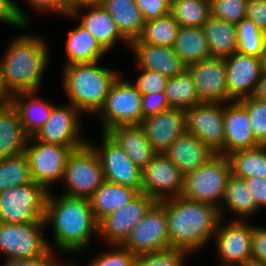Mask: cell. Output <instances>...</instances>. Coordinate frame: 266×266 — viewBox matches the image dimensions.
<instances>
[{
    "label": "cell",
    "mask_w": 266,
    "mask_h": 266,
    "mask_svg": "<svg viewBox=\"0 0 266 266\" xmlns=\"http://www.w3.org/2000/svg\"><path fill=\"white\" fill-rule=\"evenodd\" d=\"M6 49L1 65L7 90L12 94L37 92L49 62V49L39 36L23 34Z\"/></svg>",
    "instance_id": "cell-3"
},
{
    "label": "cell",
    "mask_w": 266,
    "mask_h": 266,
    "mask_svg": "<svg viewBox=\"0 0 266 266\" xmlns=\"http://www.w3.org/2000/svg\"><path fill=\"white\" fill-rule=\"evenodd\" d=\"M254 96L266 100V65L263 68L261 79L259 80Z\"/></svg>",
    "instance_id": "cell-55"
},
{
    "label": "cell",
    "mask_w": 266,
    "mask_h": 266,
    "mask_svg": "<svg viewBox=\"0 0 266 266\" xmlns=\"http://www.w3.org/2000/svg\"><path fill=\"white\" fill-rule=\"evenodd\" d=\"M136 4L145 22L170 13V6L165 0H136Z\"/></svg>",
    "instance_id": "cell-48"
},
{
    "label": "cell",
    "mask_w": 266,
    "mask_h": 266,
    "mask_svg": "<svg viewBox=\"0 0 266 266\" xmlns=\"http://www.w3.org/2000/svg\"><path fill=\"white\" fill-rule=\"evenodd\" d=\"M65 51L67 64L100 61L108 50L82 25L68 32Z\"/></svg>",
    "instance_id": "cell-27"
},
{
    "label": "cell",
    "mask_w": 266,
    "mask_h": 266,
    "mask_svg": "<svg viewBox=\"0 0 266 266\" xmlns=\"http://www.w3.org/2000/svg\"><path fill=\"white\" fill-rule=\"evenodd\" d=\"M189 252L182 249H167L139 255L134 266H183Z\"/></svg>",
    "instance_id": "cell-41"
},
{
    "label": "cell",
    "mask_w": 266,
    "mask_h": 266,
    "mask_svg": "<svg viewBox=\"0 0 266 266\" xmlns=\"http://www.w3.org/2000/svg\"><path fill=\"white\" fill-rule=\"evenodd\" d=\"M163 153L184 175L197 170L216 154L189 132L180 135Z\"/></svg>",
    "instance_id": "cell-23"
},
{
    "label": "cell",
    "mask_w": 266,
    "mask_h": 266,
    "mask_svg": "<svg viewBox=\"0 0 266 266\" xmlns=\"http://www.w3.org/2000/svg\"><path fill=\"white\" fill-rule=\"evenodd\" d=\"M45 226V222H0V253L6 255V259L22 260L42 255L50 248H55L41 233Z\"/></svg>",
    "instance_id": "cell-11"
},
{
    "label": "cell",
    "mask_w": 266,
    "mask_h": 266,
    "mask_svg": "<svg viewBox=\"0 0 266 266\" xmlns=\"http://www.w3.org/2000/svg\"><path fill=\"white\" fill-rule=\"evenodd\" d=\"M180 27H203L212 16L210 0H181L170 8Z\"/></svg>",
    "instance_id": "cell-37"
},
{
    "label": "cell",
    "mask_w": 266,
    "mask_h": 266,
    "mask_svg": "<svg viewBox=\"0 0 266 266\" xmlns=\"http://www.w3.org/2000/svg\"><path fill=\"white\" fill-rule=\"evenodd\" d=\"M169 78L158 72L141 69V74L132 82L141 94H154L165 91Z\"/></svg>",
    "instance_id": "cell-44"
},
{
    "label": "cell",
    "mask_w": 266,
    "mask_h": 266,
    "mask_svg": "<svg viewBox=\"0 0 266 266\" xmlns=\"http://www.w3.org/2000/svg\"><path fill=\"white\" fill-rule=\"evenodd\" d=\"M160 202L165 207L172 248L196 253L214 237L221 220L217 206L192 201L182 196L167 198Z\"/></svg>",
    "instance_id": "cell-1"
},
{
    "label": "cell",
    "mask_w": 266,
    "mask_h": 266,
    "mask_svg": "<svg viewBox=\"0 0 266 266\" xmlns=\"http://www.w3.org/2000/svg\"><path fill=\"white\" fill-rule=\"evenodd\" d=\"M62 180L66 184L63 195L87 199L104 183L101 161L89 143L68 157Z\"/></svg>",
    "instance_id": "cell-7"
},
{
    "label": "cell",
    "mask_w": 266,
    "mask_h": 266,
    "mask_svg": "<svg viewBox=\"0 0 266 266\" xmlns=\"http://www.w3.org/2000/svg\"><path fill=\"white\" fill-rule=\"evenodd\" d=\"M13 95L7 90L3 77V67L0 62V104L10 103Z\"/></svg>",
    "instance_id": "cell-53"
},
{
    "label": "cell",
    "mask_w": 266,
    "mask_h": 266,
    "mask_svg": "<svg viewBox=\"0 0 266 266\" xmlns=\"http://www.w3.org/2000/svg\"><path fill=\"white\" fill-rule=\"evenodd\" d=\"M82 9L88 10L86 12L87 14H79L82 13ZM79 16L82 18L79 20L80 25L88 30L95 39L100 41L108 51H110L117 42L122 40L130 47V43L121 35L116 22L103 6L85 7L67 15V17H73L75 19H79Z\"/></svg>",
    "instance_id": "cell-24"
},
{
    "label": "cell",
    "mask_w": 266,
    "mask_h": 266,
    "mask_svg": "<svg viewBox=\"0 0 266 266\" xmlns=\"http://www.w3.org/2000/svg\"><path fill=\"white\" fill-rule=\"evenodd\" d=\"M165 1L167 2V4H168V5L170 6V8H171L174 4L180 2L181 0H165Z\"/></svg>",
    "instance_id": "cell-57"
},
{
    "label": "cell",
    "mask_w": 266,
    "mask_h": 266,
    "mask_svg": "<svg viewBox=\"0 0 266 266\" xmlns=\"http://www.w3.org/2000/svg\"><path fill=\"white\" fill-rule=\"evenodd\" d=\"M246 18L253 21L266 34V0H248Z\"/></svg>",
    "instance_id": "cell-50"
},
{
    "label": "cell",
    "mask_w": 266,
    "mask_h": 266,
    "mask_svg": "<svg viewBox=\"0 0 266 266\" xmlns=\"http://www.w3.org/2000/svg\"><path fill=\"white\" fill-rule=\"evenodd\" d=\"M237 51L239 53L266 57V34L253 21L245 18L236 25Z\"/></svg>",
    "instance_id": "cell-38"
},
{
    "label": "cell",
    "mask_w": 266,
    "mask_h": 266,
    "mask_svg": "<svg viewBox=\"0 0 266 266\" xmlns=\"http://www.w3.org/2000/svg\"><path fill=\"white\" fill-rule=\"evenodd\" d=\"M247 110L255 140L266 145V100L248 96L238 100Z\"/></svg>",
    "instance_id": "cell-40"
},
{
    "label": "cell",
    "mask_w": 266,
    "mask_h": 266,
    "mask_svg": "<svg viewBox=\"0 0 266 266\" xmlns=\"http://www.w3.org/2000/svg\"><path fill=\"white\" fill-rule=\"evenodd\" d=\"M0 21L21 29L30 26L29 18L13 0H0Z\"/></svg>",
    "instance_id": "cell-45"
},
{
    "label": "cell",
    "mask_w": 266,
    "mask_h": 266,
    "mask_svg": "<svg viewBox=\"0 0 266 266\" xmlns=\"http://www.w3.org/2000/svg\"><path fill=\"white\" fill-rule=\"evenodd\" d=\"M180 26L171 13L157 19L146 21L141 37L143 43L173 47L178 35Z\"/></svg>",
    "instance_id": "cell-36"
},
{
    "label": "cell",
    "mask_w": 266,
    "mask_h": 266,
    "mask_svg": "<svg viewBox=\"0 0 266 266\" xmlns=\"http://www.w3.org/2000/svg\"><path fill=\"white\" fill-rule=\"evenodd\" d=\"M229 102L255 94L265 58L245 55L238 51L225 58Z\"/></svg>",
    "instance_id": "cell-19"
},
{
    "label": "cell",
    "mask_w": 266,
    "mask_h": 266,
    "mask_svg": "<svg viewBox=\"0 0 266 266\" xmlns=\"http://www.w3.org/2000/svg\"><path fill=\"white\" fill-rule=\"evenodd\" d=\"M140 125L153 149L163 153L186 132V110L169 108L143 119Z\"/></svg>",
    "instance_id": "cell-20"
},
{
    "label": "cell",
    "mask_w": 266,
    "mask_h": 266,
    "mask_svg": "<svg viewBox=\"0 0 266 266\" xmlns=\"http://www.w3.org/2000/svg\"><path fill=\"white\" fill-rule=\"evenodd\" d=\"M28 138L17 108L12 102L0 104V159L24 153Z\"/></svg>",
    "instance_id": "cell-25"
},
{
    "label": "cell",
    "mask_w": 266,
    "mask_h": 266,
    "mask_svg": "<svg viewBox=\"0 0 266 266\" xmlns=\"http://www.w3.org/2000/svg\"><path fill=\"white\" fill-rule=\"evenodd\" d=\"M102 142L99 147L93 143V147L99 156L104 179L111 183H116L136 189L141 193V174L140 169L107 133H102Z\"/></svg>",
    "instance_id": "cell-14"
},
{
    "label": "cell",
    "mask_w": 266,
    "mask_h": 266,
    "mask_svg": "<svg viewBox=\"0 0 266 266\" xmlns=\"http://www.w3.org/2000/svg\"><path fill=\"white\" fill-rule=\"evenodd\" d=\"M165 92L142 94L143 119L169 109Z\"/></svg>",
    "instance_id": "cell-49"
},
{
    "label": "cell",
    "mask_w": 266,
    "mask_h": 266,
    "mask_svg": "<svg viewBox=\"0 0 266 266\" xmlns=\"http://www.w3.org/2000/svg\"><path fill=\"white\" fill-rule=\"evenodd\" d=\"M106 133L125 150L140 169L145 168L157 155V152L146 139L141 125L117 126Z\"/></svg>",
    "instance_id": "cell-26"
},
{
    "label": "cell",
    "mask_w": 266,
    "mask_h": 266,
    "mask_svg": "<svg viewBox=\"0 0 266 266\" xmlns=\"http://www.w3.org/2000/svg\"><path fill=\"white\" fill-rule=\"evenodd\" d=\"M173 48L187 66L211 58L202 27H180Z\"/></svg>",
    "instance_id": "cell-33"
},
{
    "label": "cell",
    "mask_w": 266,
    "mask_h": 266,
    "mask_svg": "<svg viewBox=\"0 0 266 266\" xmlns=\"http://www.w3.org/2000/svg\"><path fill=\"white\" fill-rule=\"evenodd\" d=\"M80 110L68 103L55 105L46 123L32 137L39 142L69 147H82L88 140L81 137Z\"/></svg>",
    "instance_id": "cell-15"
},
{
    "label": "cell",
    "mask_w": 266,
    "mask_h": 266,
    "mask_svg": "<svg viewBox=\"0 0 266 266\" xmlns=\"http://www.w3.org/2000/svg\"><path fill=\"white\" fill-rule=\"evenodd\" d=\"M184 174L164 154L157 153L141 174V193L155 201L182 196Z\"/></svg>",
    "instance_id": "cell-13"
},
{
    "label": "cell",
    "mask_w": 266,
    "mask_h": 266,
    "mask_svg": "<svg viewBox=\"0 0 266 266\" xmlns=\"http://www.w3.org/2000/svg\"><path fill=\"white\" fill-rule=\"evenodd\" d=\"M77 10V0H59V14L67 16Z\"/></svg>",
    "instance_id": "cell-54"
},
{
    "label": "cell",
    "mask_w": 266,
    "mask_h": 266,
    "mask_svg": "<svg viewBox=\"0 0 266 266\" xmlns=\"http://www.w3.org/2000/svg\"><path fill=\"white\" fill-rule=\"evenodd\" d=\"M36 94V91L18 93L11 100L20 114L23 130L29 137L46 123L55 106L37 98Z\"/></svg>",
    "instance_id": "cell-30"
},
{
    "label": "cell",
    "mask_w": 266,
    "mask_h": 266,
    "mask_svg": "<svg viewBox=\"0 0 266 266\" xmlns=\"http://www.w3.org/2000/svg\"><path fill=\"white\" fill-rule=\"evenodd\" d=\"M102 6L112 16L119 32L129 43L141 37L145 21L136 0H104Z\"/></svg>",
    "instance_id": "cell-28"
},
{
    "label": "cell",
    "mask_w": 266,
    "mask_h": 266,
    "mask_svg": "<svg viewBox=\"0 0 266 266\" xmlns=\"http://www.w3.org/2000/svg\"><path fill=\"white\" fill-rule=\"evenodd\" d=\"M219 221L214 235L220 266H252V230L246 220ZM223 225V226H222Z\"/></svg>",
    "instance_id": "cell-12"
},
{
    "label": "cell",
    "mask_w": 266,
    "mask_h": 266,
    "mask_svg": "<svg viewBox=\"0 0 266 266\" xmlns=\"http://www.w3.org/2000/svg\"><path fill=\"white\" fill-rule=\"evenodd\" d=\"M223 202L225 204L219 207L221 218L224 214L222 213L224 205L232 214L240 217L239 220H248L260 210L254 196L247 188L245 179L233 176L232 174L227 180Z\"/></svg>",
    "instance_id": "cell-32"
},
{
    "label": "cell",
    "mask_w": 266,
    "mask_h": 266,
    "mask_svg": "<svg viewBox=\"0 0 266 266\" xmlns=\"http://www.w3.org/2000/svg\"><path fill=\"white\" fill-rule=\"evenodd\" d=\"M248 190L255 198L258 208L266 206V178L245 179Z\"/></svg>",
    "instance_id": "cell-51"
},
{
    "label": "cell",
    "mask_w": 266,
    "mask_h": 266,
    "mask_svg": "<svg viewBox=\"0 0 266 266\" xmlns=\"http://www.w3.org/2000/svg\"><path fill=\"white\" fill-rule=\"evenodd\" d=\"M48 192L42 184L35 182L0 192V222H44Z\"/></svg>",
    "instance_id": "cell-6"
},
{
    "label": "cell",
    "mask_w": 266,
    "mask_h": 266,
    "mask_svg": "<svg viewBox=\"0 0 266 266\" xmlns=\"http://www.w3.org/2000/svg\"><path fill=\"white\" fill-rule=\"evenodd\" d=\"M187 70L193 78L201 102L229 103L225 58L201 60L189 64Z\"/></svg>",
    "instance_id": "cell-18"
},
{
    "label": "cell",
    "mask_w": 266,
    "mask_h": 266,
    "mask_svg": "<svg viewBox=\"0 0 266 266\" xmlns=\"http://www.w3.org/2000/svg\"><path fill=\"white\" fill-rule=\"evenodd\" d=\"M211 58H227L237 52L236 25L211 16L203 25Z\"/></svg>",
    "instance_id": "cell-31"
},
{
    "label": "cell",
    "mask_w": 266,
    "mask_h": 266,
    "mask_svg": "<svg viewBox=\"0 0 266 266\" xmlns=\"http://www.w3.org/2000/svg\"><path fill=\"white\" fill-rule=\"evenodd\" d=\"M78 148L39 142L30 136L24 153L29 161L32 181L50 191L55 181H62L68 157Z\"/></svg>",
    "instance_id": "cell-9"
},
{
    "label": "cell",
    "mask_w": 266,
    "mask_h": 266,
    "mask_svg": "<svg viewBox=\"0 0 266 266\" xmlns=\"http://www.w3.org/2000/svg\"><path fill=\"white\" fill-rule=\"evenodd\" d=\"M50 190L46 199L45 225H52L55 247L63 252L78 253L88 250L90 237L98 233V222L87 198L60 194Z\"/></svg>",
    "instance_id": "cell-2"
},
{
    "label": "cell",
    "mask_w": 266,
    "mask_h": 266,
    "mask_svg": "<svg viewBox=\"0 0 266 266\" xmlns=\"http://www.w3.org/2000/svg\"><path fill=\"white\" fill-rule=\"evenodd\" d=\"M136 56L139 69L151 70L170 78L183 73L187 65L173 47L155 46L143 43L140 39L130 43Z\"/></svg>",
    "instance_id": "cell-22"
},
{
    "label": "cell",
    "mask_w": 266,
    "mask_h": 266,
    "mask_svg": "<svg viewBox=\"0 0 266 266\" xmlns=\"http://www.w3.org/2000/svg\"><path fill=\"white\" fill-rule=\"evenodd\" d=\"M56 254L52 248L43 253L32 258L27 259H6L2 266H68L66 264L59 263L56 259Z\"/></svg>",
    "instance_id": "cell-46"
},
{
    "label": "cell",
    "mask_w": 266,
    "mask_h": 266,
    "mask_svg": "<svg viewBox=\"0 0 266 266\" xmlns=\"http://www.w3.org/2000/svg\"><path fill=\"white\" fill-rule=\"evenodd\" d=\"M121 246L135 255L171 249L164 205L156 201Z\"/></svg>",
    "instance_id": "cell-10"
},
{
    "label": "cell",
    "mask_w": 266,
    "mask_h": 266,
    "mask_svg": "<svg viewBox=\"0 0 266 266\" xmlns=\"http://www.w3.org/2000/svg\"><path fill=\"white\" fill-rule=\"evenodd\" d=\"M139 192L131 187L104 181L89 198L97 222L129 203Z\"/></svg>",
    "instance_id": "cell-29"
},
{
    "label": "cell",
    "mask_w": 266,
    "mask_h": 266,
    "mask_svg": "<svg viewBox=\"0 0 266 266\" xmlns=\"http://www.w3.org/2000/svg\"><path fill=\"white\" fill-rule=\"evenodd\" d=\"M155 202L152 197L139 193L125 206L98 222L99 236L105 238L112 247L121 245Z\"/></svg>",
    "instance_id": "cell-17"
},
{
    "label": "cell",
    "mask_w": 266,
    "mask_h": 266,
    "mask_svg": "<svg viewBox=\"0 0 266 266\" xmlns=\"http://www.w3.org/2000/svg\"><path fill=\"white\" fill-rule=\"evenodd\" d=\"M229 103H224L225 138L223 156L236 151L253 149L260 146L255 140L245 107L238 100H233Z\"/></svg>",
    "instance_id": "cell-21"
},
{
    "label": "cell",
    "mask_w": 266,
    "mask_h": 266,
    "mask_svg": "<svg viewBox=\"0 0 266 266\" xmlns=\"http://www.w3.org/2000/svg\"><path fill=\"white\" fill-rule=\"evenodd\" d=\"M226 157L233 176L266 178V145L229 153Z\"/></svg>",
    "instance_id": "cell-34"
},
{
    "label": "cell",
    "mask_w": 266,
    "mask_h": 266,
    "mask_svg": "<svg viewBox=\"0 0 266 266\" xmlns=\"http://www.w3.org/2000/svg\"><path fill=\"white\" fill-rule=\"evenodd\" d=\"M137 257L121 245H114L113 249L97 254L88 266H134ZM67 265L76 266L71 262Z\"/></svg>",
    "instance_id": "cell-43"
},
{
    "label": "cell",
    "mask_w": 266,
    "mask_h": 266,
    "mask_svg": "<svg viewBox=\"0 0 266 266\" xmlns=\"http://www.w3.org/2000/svg\"><path fill=\"white\" fill-rule=\"evenodd\" d=\"M164 92L170 108L187 110L202 103L187 69L179 75L170 77Z\"/></svg>",
    "instance_id": "cell-35"
},
{
    "label": "cell",
    "mask_w": 266,
    "mask_h": 266,
    "mask_svg": "<svg viewBox=\"0 0 266 266\" xmlns=\"http://www.w3.org/2000/svg\"><path fill=\"white\" fill-rule=\"evenodd\" d=\"M31 182L29 161L25 153L0 159V192Z\"/></svg>",
    "instance_id": "cell-39"
},
{
    "label": "cell",
    "mask_w": 266,
    "mask_h": 266,
    "mask_svg": "<svg viewBox=\"0 0 266 266\" xmlns=\"http://www.w3.org/2000/svg\"><path fill=\"white\" fill-rule=\"evenodd\" d=\"M97 114L102 118V133L117 126L140 125L143 122L142 94L120 74Z\"/></svg>",
    "instance_id": "cell-8"
},
{
    "label": "cell",
    "mask_w": 266,
    "mask_h": 266,
    "mask_svg": "<svg viewBox=\"0 0 266 266\" xmlns=\"http://www.w3.org/2000/svg\"><path fill=\"white\" fill-rule=\"evenodd\" d=\"M99 61L65 65L63 88L69 103L82 113H98L114 81L120 75L113 69L99 66Z\"/></svg>",
    "instance_id": "cell-4"
},
{
    "label": "cell",
    "mask_w": 266,
    "mask_h": 266,
    "mask_svg": "<svg viewBox=\"0 0 266 266\" xmlns=\"http://www.w3.org/2000/svg\"><path fill=\"white\" fill-rule=\"evenodd\" d=\"M104 0H77V10L85 7L102 6Z\"/></svg>",
    "instance_id": "cell-56"
},
{
    "label": "cell",
    "mask_w": 266,
    "mask_h": 266,
    "mask_svg": "<svg viewBox=\"0 0 266 266\" xmlns=\"http://www.w3.org/2000/svg\"><path fill=\"white\" fill-rule=\"evenodd\" d=\"M252 265L266 266V228L254 226L252 230Z\"/></svg>",
    "instance_id": "cell-47"
},
{
    "label": "cell",
    "mask_w": 266,
    "mask_h": 266,
    "mask_svg": "<svg viewBox=\"0 0 266 266\" xmlns=\"http://www.w3.org/2000/svg\"><path fill=\"white\" fill-rule=\"evenodd\" d=\"M213 17L237 25L246 18L248 0H210Z\"/></svg>",
    "instance_id": "cell-42"
},
{
    "label": "cell",
    "mask_w": 266,
    "mask_h": 266,
    "mask_svg": "<svg viewBox=\"0 0 266 266\" xmlns=\"http://www.w3.org/2000/svg\"><path fill=\"white\" fill-rule=\"evenodd\" d=\"M230 175L227 157L215 154L197 170L184 175L182 197L192 201L213 204L219 208L223 204L227 180Z\"/></svg>",
    "instance_id": "cell-5"
},
{
    "label": "cell",
    "mask_w": 266,
    "mask_h": 266,
    "mask_svg": "<svg viewBox=\"0 0 266 266\" xmlns=\"http://www.w3.org/2000/svg\"><path fill=\"white\" fill-rule=\"evenodd\" d=\"M186 132L197 136L216 154L223 155L224 103L202 102L187 109Z\"/></svg>",
    "instance_id": "cell-16"
},
{
    "label": "cell",
    "mask_w": 266,
    "mask_h": 266,
    "mask_svg": "<svg viewBox=\"0 0 266 266\" xmlns=\"http://www.w3.org/2000/svg\"><path fill=\"white\" fill-rule=\"evenodd\" d=\"M38 12L54 11L59 13V0H27Z\"/></svg>",
    "instance_id": "cell-52"
}]
</instances>
